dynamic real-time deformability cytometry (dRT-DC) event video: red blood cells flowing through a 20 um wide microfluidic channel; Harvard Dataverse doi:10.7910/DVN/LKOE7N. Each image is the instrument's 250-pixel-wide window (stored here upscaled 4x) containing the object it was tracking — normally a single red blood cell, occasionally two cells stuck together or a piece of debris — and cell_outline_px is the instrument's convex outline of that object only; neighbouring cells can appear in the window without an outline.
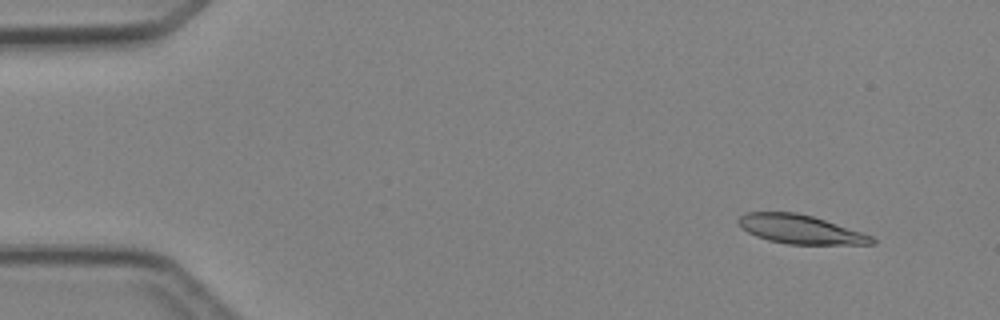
{"species": "Egyptian fruit bat (a non-hibernating species)", "species_latin": "Rousettus aegyptiacus", "temperature_condition": "cold", "stored_images_in_passage": 3, "camera_frame_rate_fps": 3000, "um_per_image_px": 0.085, "animal": {"sex": "female"}, "frame": {"image": 1, "passage_image": 1, "time_ms": 0.0, "image_size_px": [1000, 320], "cell_outline_px": [[876, 244], [788, 244], [768, 240], [756, 236], [740, 228], [736, 220], [744, 212], [796, 212], [812, 216], [872, 236], [876, 240]], "centroid_in_image_um": [67.96, 19.49], "position_along_channel_um": 17.0, "area_um2": 22.31}}
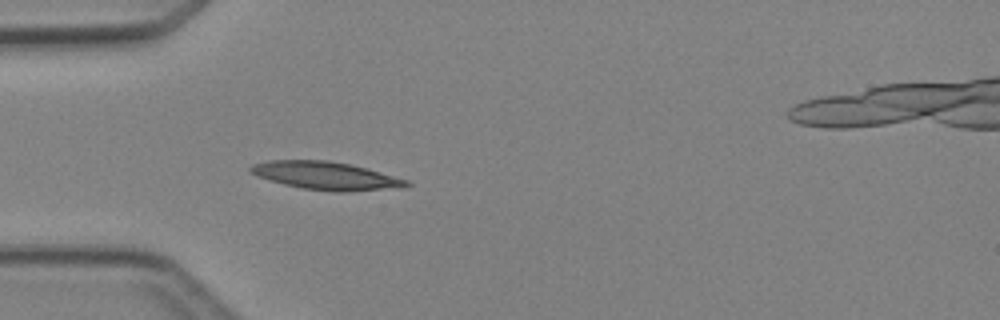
{"frame": {"image": 2, "passage_image": 3, "time_ms": 3.333, "image_size_px": [1000, 320], "cell_outline_px": [[412, 184], [404, 188], [344, 192], [336, 192], [304, 188], [284, 184], [260, 176], [252, 172], [248, 168], [252, 164], [268, 160], [328, 160], [352, 164], [368, 168], [408, 180]], "centroid_in_image_um": [27.8, 14.93], "position_along_channel_um": 57.2, "area_um2": 25.49}}